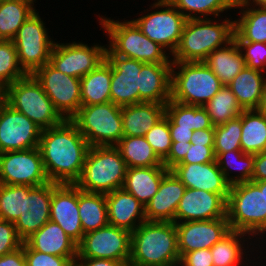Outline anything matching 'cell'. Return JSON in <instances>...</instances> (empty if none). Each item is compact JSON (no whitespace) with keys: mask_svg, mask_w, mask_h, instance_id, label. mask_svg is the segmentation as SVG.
<instances>
[{"mask_svg":"<svg viewBox=\"0 0 266 266\" xmlns=\"http://www.w3.org/2000/svg\"><path fill=\"white\" fill-rule=\"evenodd\" d=\"M32 250L61 257H77V244L64 230L49 220L24 241Z\"/></svg>","mask_w":266,"mask_h":266,"instance_id":"cell-26","label":"cell"},{"mask_svg":"<svg viewBox=\"0 0 266 266\" xmlns=\"http://www.w3.org/2000/svg\"><path fill=\"white\" fill-rule=\"evenodd\" d=\"M78 208L84 234L109 224L105 194L85 192L78 188Z\"/></svg>","mask_w":266,"mask_h":266,"instance_id":"cell-34","label":"cell"},{"mask_svg":"<svg viewBox=\"0 0 266 266\" xmlns=\"http://www.w3.org/2000/svg\"><path fill=\"white\" fill-rule=\"evenodd\" d=\"M257 110L266 115V82L263 89L262 99Z\"/></svg>","mask_w":266,"mask_h":266,"instance_id":"cell-58","label":"cell"},{"mask_svg":"<svg viewBox=\"0 0 266 266\" xmlns=\"http://www.w3.org/2000/svg\"><path fill=\"white\" fill-rule=\"evenodd\" d=\"M165 115L168 125H179L191 130L215 128L204 107L182 104L169 100L166 103Z\"/></svg>","mask_w":266,"mask_h":266,"instance_id":"cell-38","label":"cell"},{"mask_svg":"<svg viewBox=\"0 0 266 266\" xmlns=\"http://www.w3.org/2000/svg\"><path fill=\"white\" fill-rule=\"evenodd\" d=\"M242 119L238 116L215 127L214 154L241 150Z\"/></svg>","mask_w":266,"mask_h":266,"instance_id":"cell-44","label":"cell"},{"mask_svg":"<svg viewBox=\"0 0 266 266\" xmlns=\"http://www.w3.org/2000/svg\"><path fill=\"white\" fill-rule=\"evenodd\" d=\"M240 18L234 20L235 41L266 43V7L236 5Z\"/></svg>","mask_w":266,"mask_h":266,"instance_id":"cell-32","label":"cell"},{"mask_svg":"<svg viewBox=\"0 0 266 266\" xmlns=\"http://www.w3.org/2000/svg\"><path fill=\"white\" fill-rule=\"evenodd\" d=\"M214 20L216 18L212 17L187 20L171 60L203 62L211 52L231 42L234 39V20L231 17L222 22Z\"/></svg>","mask_w":266,"mask_h":266,"instance_id":"cell-3","label":"cell"},{"mask_svg":"<svg viewBox=\"0 0 266 266\" xmlns=\"http://www.w3.org/2000/svg\"><path fill=\"white\" fill-rule=\"evenodd\" d=\"M36 10L19 28L15 38L18 61L27 74L50 62L54 41Z\"/></svg>","mask_w":266,"mask_h":266,"instance_id":"cell-11","label":"cell"},{"mask_svg":"<svg viewBox=\"0 0 266 266\" xmlns=\"http://www.w3.org/2000/svg\"><path fill=\"white\" fill-rule=\"evenodd\" d=\"M38 148L50 182L75 184L90 145L72 120H64L41 131Z\"/></svg>","mask_w":266,"mask_h":266,"instance_id":"cell-1","label":"cell"},{"mask_svg":"<svg viewBox=\"0 0 266 266\" xmlns=\"http://www.w3.org/2000/svg\"><path fill=\"white\" fill-rule=\"evenodd\" d=\"M172 142H178V144H186L191 142L193 130L191 128L180 127L179 125H169Z\"/></svg>","mask_w":266,"mask_h":266,"instance_id":"cell-56","label":"cell"},{"mask_svg":"<svg viewBox=\"0 0 266 266\" xmlns=\"http://www.w3.org/2000/svg\"><path fill=\"white\" fill-rule=\"evenodd\" d=\"M203 62L219 78L223 86H228L246 66L235 39L211 52Z\"/></svg>","mask_w":266,"mask_h":266,"instance_id":"cell-30","label":"cell"},{"mask_svg":"<svg viewBox=\"0 0 266 266\" xmlns=\"http://www.w3.org/2000/svg\"><path fill=\"white\" fill-rule=\"evenodd\" d=\"M174 222L145 221L131 232L128 266H179Z\"/></svg>","mask_w":266,"mask_h":266,"instance_id":"cell-2","label":"cell"},{"mask_svg":"<svg viewBox=\"0 0 266 266\" xmlns=\"http://www.w3.org/2000/svg\"><path fill=\"white\" fill-rule=\"evenodd\" d=\"M186 186L169 170L162 178L159 190L145 206L146 221L174 222L176 210Z\"/></svg>","mask_w":266,"mask_h":266,"instance_id":"cell-23","label":"cell"},{"mask_svg":"<svg viewBox=\"0 0 266 266\" xmlns=\"http://www.w3.org/2000/svg\"><path fill=\"white\" fill-rule=\"evenodd\" d=\"M50 220L57 223L77 245L84 233L79 216L78 187L52 182Z\"/></svg>","mask_w":266,"mask_h":266,"instance_id":"cell-19","label":"cell"},{"mask_svg":"<svg viewBox=\"0 0 266 266\" xmlns=\"http://www.w3.org/2000/svg\"><path fill=\"white\" fill-rule=\"evenodd\" d=\"M247 66L228 85L243 110H257L260 105L266 74Z\"/></svg>","mask_w":266,"mask_h":266,"instance_id":"cell-31","label":"cell"},{"mask_svg":"<svg viewBox=\"0 0 266 266\" xmlns=\"http://www.w3.org/2000/svg\"><path fill=\"white\" fill-rule=\"evenodd\" d=\"M215 128L198 129L193 131L191 144H206L214 146Z\"/></svg>","mask_w":266,"mask_h":266,"instance_id":"cell-55","label":"cell"},{"mask_svg":"<svg viewBox=\"0 0 266 266\" xmlns=\"http://www.w3.org/2000/svg\"><path fill=\"white\" fill-rule=\"evenodd\" d=\"M121 109L112 102L81 105L71 120L90 147L115 146L124 136Z\"/></svg>","mask_w":266,"mask_h":266,"instance_id":"cell-9","label":"cell"},{"mask_svg":"<svg viewBox=\"0 0 266 266\" xmlns=\"http://www.w3.org/2000/svg\"><path fill=\"white\" fill-rule=\"evenodd\" d=\"M250 240H252L250 235L243 232L231 230L225 237H223L220 241H218L210 248L213 265L248 266V263H246L247 261L249 262V264H254L255 262H253V260L251 259H248L247 257V255H249V258H251V254H246L249 253V251L247 250L249 248L248 243H250L248 241ZM245 242H247V244ZM245 245L248 246L245 247Z\"/></svg>","mask_w":266,"mask_h":266,"instance_id":"cell-29","label":"cell"},{"mask_svg":"<svg viewBox=\"0 0 266 266\" xmlns=\"http://www.w3.org/2000/svg\"><path fill=\"white\" fill-rule=\"evenodd\" d=\"M236 5L266 7V0H237Z\"/></svg>","mask_w":266,"mask_h":266,"instance_id":"cell-57","label":"cell"},{"mask_svg":"<svg viewBox=\"0 0 266 266\" xmlns=\"http://www.w3.org/2000/svg\"><path fill=\"white\" fill-rule=\"evenodd\" d=\"M106 60L112 68L111 102L119 107L139 103V73L144 62L118 56L108 47Z\"/></svg>","mask_w":266,"mask_h":266,"instance_id":"cell-17","label":"cell"},{"mask_svg":"<svg viewBox=\"0 0 266 266\" xmlns=\"http://www.w3.org/2000/svg\"><path fill=\"white\" fill-rule=\"evenodd\" d=\"M52 182L33 186L24 196L23 212L14 222L23 242L50 220Z\"/></svg>","mask_w":266,"mask_h":266,"instance_id":"cell-21","label":"cell"},{"mask_svg":"<svg viewBox=\"0 0 266 266\" xmlns=\"http://www.w3.org/2000/svg\"><path fill=\"white\" fill-rule=\"evenodd\" d=\"M77 257L110 259L128 265L131 257V232L108 224L85 233L77 245Z\"/></svg>","mask_w":266,"mask_h":266,"instance_id":"cell-13","label":"cell"},{"mask_svg":"<svg viewBox=\"0 0 266 266\" xmlns=\"http://www.w3.org/2000/svg\"><path fill=\"white\" fill-rule=\"evenodd\" d=\"M203 107L214 127L235 119L244 111L228 86H223Z\"/></svg>","mask_w":266,"mask_h":266,"instance_id":"cell-41","label":"cell"},{"mask_svg":"<svg viewBox=\"0 0 266 266\" xmlns=\"http://www.w3.org/2000/svg\"><path fill=\"white\" fill-rule=\"evenodd\" d=\"M168 171L165 166L127 168L122 188L146 206L159 190L162 178Z\"/></svg>","mask_w":266,"mask_h":266,"instance_id":"cell-28","label":"cell"},{"mask_svg":"<svg viewBox=\"0 0 266 266\" xmlns=\"http://www.w3.org/2000/svg\"><path fill=\"white\" fill-rule=\"evenodd\" d=\"M3 100L42 130L57 126L65 120L32 74H27L6 87L3 90Z\"/></svg>","mask_w":266,"mask_h":266,"instance_id":"cell-8","label":"cell"},{"mask_svg":"<svg viewBox=\"0 0 266 266\" xmlns=\"http://www.w3.org/2000/svg\"><path fill=\"white\" fill-rule=\"evenodd\" d=\"M246 66L266 74V43L236 41Z\"/></svg>","mask_w":266,"mask_h":266,"instance_id":"cell-46","label":"cell"},{"mask_svg":"<svg viewBox=\"0 0 266 266\" xmlns=\"http://www.w3.org/2000/svg\"><path fill=\"white\" fill-rule=\"evenodd\" d=\"M187 20L216 18L235 8L237 0H168ZM215 16V17H214Z\"/></svg>","mask_w":266,"mask_h":266,"instance_id":"cell-40","label":"cell"},{"mask_svg":"<svg viewBox=\"0 0 266 266\" xmlns=\"http://www.w3.org/2000/svg\"><path fill=\"white\" fill-rule=\"evenodd\" d=\"M31 188L0 183V219L14 223L23 212L24 196H28Z\"/></svg>","mask_w":266,"mask_h":266,"instance_id":"cell-42","label":"cell"},{"mask_svg":"<svg viewBox=\"0 0 266 266\" xmlns=\"http://www.w3.org/2000/svg\"><path fill=\"white\" fill-rule=\"evenodd\" d=\"M23 245L13 222L0 219V256L11 253Z\"/></svg>","mask_w":266,"mask_h":266,"instance_id":"cell-48","label":"cell"},{"mask_svg":"<svg viewBox=\"0 0 266 266\" xmlns=\"http://www.w3.org/2000/svg\"><path fill=\"white\" fill-rule=\"evenodd\" d=\"M166 104L141 102L121 109L124 136H144L165 116Z\"/></svg>","mask_w":266,"mask_h":266,"instance_id":"cell-27","label":"cell"},{"mask_svg":"<svg viewBox=\"0 0 266 266\" xmlns=\"http://www.w3.org/2000/svg\"><path fill=\"white\" fill-rule=\"evenodd\" d=\"M251 181H266V151L254 154V171Z\"/></svg>","mask_w":266,"mask_h":266,"instance_id":"cell-53","label":"cell"},{"mask_svg":"<svg viewBox=\"0 0 266 266\" xmlns=\"http://www.w3.org/2000/svg\"><path fill=\"white\" fill-rule=\"evenodd\" d=\"M99 24L107 33V47L116 55L132 58L144 63H172L170 53L153 42L132 20L123 22L99 16Z\"/></svg>","mask_w":266,"mask_h":266,"instance_id":"cell-4","label":"cell"},{"mask_svg":"<svg viewBox=\"0 0 266 266\" xmlns=\"http://www.w3.org/2000/svg\"><path fill=\"white\" fill-rule=\"evenodd\" d=\"M107 45L88 46L82 42H55L50 54V64L58 71L81 79L106 60Z\"/></svg>","mask_w":266,"mask_h":266,"instance_id":"cell-14","label":"cell"},{"mask_svg":"<svg viewBox=\"0 0 266 266\" xmlns=\"http://www.w3.org/2000/svg\"><path fill=\"white\" fill-rule=\"evenodd\" d=\"M73 266H128L125 262L99 259V258H76Z\"/></svg>","mask_w":266,"mask_h":266,"instance_id":"cell-54","label":"cell"},{"mask_svg":"<svg viewBox=\"0 0 266 266\" xmlns=\"http://www.w3.org/2000/svg\"><path fill=\"white\" fill-rule=\"evenodd\" d=\"M172 63H144L139 73V103L166 104L171 97Z\"/></svg>","mask_w":266,"mask_h":266,"instance_id":"cell-25","label":"cell"},{"mask_svg":"<svg viewBox=\"0 0 266 266\" xmlns=\"http://www.w3.org/2000/svg\"><path fill=\"white\" fill-rule=\"evenodd\" d=\"M180 258L190 251L210 249L230 231L227 216L202 221L175 223Z\"/></svg>","mask_w":266,"mask_h":266,"instance_id":"cell-18","label":"cell"},{"mask_svg":"<svg viewBox=\"0 0 266 266\" xmlns=\"http://www.w3.org/2000/svg\"><path fill=\"white\" fill-rule=\"evenodd\" d=\"M24 257L27 266H73L77 257H61L32 250L24 242Z\"/></svg>","mask_w":266,"mask_h":266,"instance_id":"cell-47","label":"cell"},{"mask_svg":"<svg viewBox=\"0 0 266 266\" xmlns=\"http://www.w3.org/2000/svg\"><path fill=\"white\" fill-rule=\"evenodd\" d=\"M50 182L38 147L0 153V183L39 186Z\"/></svg>","mask_w":266,"mask_h":266,"instance_id":"cell-15","label":"cell"},{"mask_svg":"<svg viewBox=\"0 0 266 266\" xmlns=\"http://www.w3.org/2000/svg\"><path fill=\"white\" fill-rule=\"evenodd\" d=\"M111 65L105 60L97 68L83 76L81 81V104L95 105L111 102Z\"/></svg>","mask_w":266,"mask_h":266,"instance_id":"cell-33","label":"cell"},{"mask_svg":"<svg viewBox=\"0 0 266 266\" xmlns=\"http://www.w3.org/2000/svg\"><path fill=\"white\" fill-rule=\"evenodd\" d=\"M144 137L157 156L163 161L168 156L172 145L171 133L166 115L144 134Z\"/></svg>","mask_w":266,"mask_h":266,"instance_id":"cell-45","label":"cell"},{"mask_svg":"<svg viewBox=\"0 0 266 266\" xmlns=\"http://www.w3.org/2000/svg\"><path fill=\"white\" fill-rule=\"evenodd\" d=\"M3 100V90L0 88V103Z\"/></svg>","mask_w":266,"mask_h":266,"instance_id":"cell-60","label":"cell"},{"mask_svg":"<svg viewBox=\"0 0 266 266\" xmlns=\"http://www.w3.org/2000/svg\"><path fill=\"white\" fill-rule=\"evenodd\" d=\"M32 75L60 115L65 120H71L82 105L80 79L58 71L50 63L36 69Z\"/></svg>","mask_w":266,"mask_h":266,"instance_id":"cell-12","label":"cell"},{"mask_svg":"<svg viewBox=\"0 0 266 266\" xmlns=\"http://www.w3.org/2000/svg\"><path fill=\"white\" fill-rule=\"evenodd\" d=\"M216 161L230 185L251 181L254 171V154L244 153L242 150H232L219 153L216 156ZM233 170H236L238 174L233 175Z\"/></svg>","mask_w":266,"mask_h":266,"instance_id":"cell-39","label":"cell"},{"mask_svg":"<svg viewBox=\"0 0 266 266\" xmlns=\"http://www.w3.org/2000/svg\"><path fill=\"white\" fill-rule=\"evenodd\" d=\"M227 216V200L209 191L186 188L176 210L175 223L202 221Z\"/></svg>","mask_w":266,"mask_h":266,"instance_id":"cell-20","label":"cell"},{"mask_svg":"<svg viewBox=\"0 0 266 266\" xmlns=\"http://www.w3.org/2000/svg\"><path fill=\"white\" fill-rule=\"evenodd\" d=\"M222 87L204 62L172 61L170 100L203 107Z\"/></svg>","mask_w":266,"mask_h":266,"instance_id":"cell-7","label":"cell"},{"mask_svg":"<svg viewBox=\"0 0 266 266\" xmlns=\"http://www.w3.org/2000/svg\"><path fill=\"white\" fill-rule=\"evenodd\" d=\"M187 151L186 156L179 164H202L216 161L214 146H206V144H191Z\"/></svg>","mask_w":266,"mask_h":266,"instance_id":"cell-49","label":"cell"},{"mask_svg":"<svg viewBox=\"0 0 266 266\" xmlns=\"http://www.w3.org/2000/svg\"><path fill=\"white\" fill-rule=\"evenodd\" d=\"M0 266H27L24 257V242L17 250L0 256Z\"/></svg>","mask_w":266,"mask_h":266,"instance_id":"cell-52","label":"cell"},{"mask_svg":"<svg viewBox=\"0 0 266 266\" xmlns=\"http://www.w3.org/2000/svg\"><path fill=\"white\" fill-rule=\"evenodd\" d=\"M242 119L241 150L248 154L266 151V115L258 110H244Z\"/></svg>","mask_w":266,"mask_h":266,"instance_id":"cell-37","label":"cell"},{"mask_svg":"<svg viewBox=\"0 0 266 266\" xmlns=\"http://www.w3.org/2000/svg\"><path fill=\"white\" fill-rule=\"evenodd\" d=\"M27 73L20 66L15 44L12 40H0V88L25 77Z\"/></svg>","mask_w":266,"mask_h":266,"instance_id":"cell-43","label":"cell"},{"mask_svg":"<svg viewBox=\"0 0 266 266\" xmlns=\"http://www.w3.org/2000/svg\"><path fill=\"white\" fill-rule=\"evenodd\" d=\"M36 0L0 1V40H13L22 24L36 11Z\"/></svg>","mask_w":266,"mask_h":266,"instance_id":"cell-35","label":"cell"},{"mask_svg":"<svg viewBox=\"0 0 266 266\" xmlns=\"http://www.w3.org/2000/svg\"><path fill=\"white\" fill-rule=\"evenodd\" d=\"M115 147L127 168L164 166L144 136H123Z\"/></svg>","mask_w":266,"mask_h":266,"instance_id":"cell-36","label":"cell"},{"mask_svg":"<svg viewBox=\"0 0 266 266\" xmlns=\"http://www.w3.org/2000/svg\"><path fill=\"white\" fill-rule=\"evenodd\" d=\"M227 219L231 230L246 233L252 239L256 236L263 239L266 232L265 188H259L252 181L231 185Z\"/></svg>","mask_w":266,"mask_h":266,"instance_id":"cell-5","label":"cell"},{"mask_svg":"<svg viewBox=\"0 0 266 266\" xmlns=\"http://www.w3.org/2000/svg\"><path fill=\"white\" fill-rule=\"evenodd\" d=\"M179 266H214L210 249H199L185 253Z\"/></svg>","mask_w":266,"mask_h":266,"instance_id":"cell-50","label":"cell"},{"mask_svg":"<svg viewBox=\"0 0 266 266\" xmlns=\"http://www.w3.org/2000/svg\"><path fill=\"white\" fill-rule=\"evenodd\" d=\"M191 142H186V144H178V142H172L171 150L168 156L163 160V165L170 170L175 165L179 164L186 153L188 148H190Z\"/></svg>","mask_w":266,"mask_h":266,"instance_id":"cell-51","label":"cell"},{"mask_svg":"<svg viewBox=\"0 0 266 266\" xmlns=\"http://www.w3.org/2000/svg\"><path fill=\"white\" fill-rule=\"evenodd\" d=\"M127 166L115 146L90 147L80 178L75 185L82 191L108 194L122 188Z\"/></svg>","mask_w":266,"mask_h":266,"instance_id":"cell-6","label":"cell"},{"mask_svg":"<svg viewBox=\"0 0 266 266\" xmlns=\"http://www.w3.org/2000/svg\"><path fill=\"white\" fill-rule=\"evenodd\" d=\"M186 188L221 194L228 200L230 184L217 161L202 164H177L170 169Z\"/></svg>","mask_w":266,"mask_h":266,"instance_id":"cell-22","label":"cell"},{"mask_svg":"<svg viewBox=\"0 0 266 266\" xmlns=\"http://www.w3.org/2000/svg\"><path fill=\"white\" fill-rule=\"evenodd\" d=\"M108 223L133 232L146 221L145 206L123 188L105 194Z\"/></svg>","mask_w":266,"mask_h":266,"instance_id":"cell-24","label":"cell"},{"mask_svg":"<svg viewBox=\"0 0 266 266\" xmlns=\"http://www.w3.org/2000/svg\"><path fill=\"white\" fill-rule=\"evenodd\" d=\"M259 188H265V199H266V181L254 182Z\"/></svg>","mask_w":266,"mask_h":266,"instance_id":"cell-59","label":"cell"},{"mask_svg":"<svg viewBox=\"0 0 266 266\" xmlns=\"http://www.w3.org/2000/svg\"><path fill=\"white\" fill-rule=\"evenodd\" d=\"M150 7L156 11L141 14V17L132 21L144 35L172 55L179 44L187 19L168 0H157Z\"/></svg>","mask_w":266,"mask_h":266,"instance_id":"cell-10","label":"cell"},{"mask_svg":"<svg viewBox=\"0 0 266 266\" xmlns=\"http://www.w3.org/2000/svg\"><path fill=\"white\" fill-rule=\"evenodd\" d=\"M42 129L26 115L0 103V153L38 147Z\"/></svg>","mask_w":266,"mask_h":266,"instance_id":"cell-16","label":"cell"}]
</instances>
